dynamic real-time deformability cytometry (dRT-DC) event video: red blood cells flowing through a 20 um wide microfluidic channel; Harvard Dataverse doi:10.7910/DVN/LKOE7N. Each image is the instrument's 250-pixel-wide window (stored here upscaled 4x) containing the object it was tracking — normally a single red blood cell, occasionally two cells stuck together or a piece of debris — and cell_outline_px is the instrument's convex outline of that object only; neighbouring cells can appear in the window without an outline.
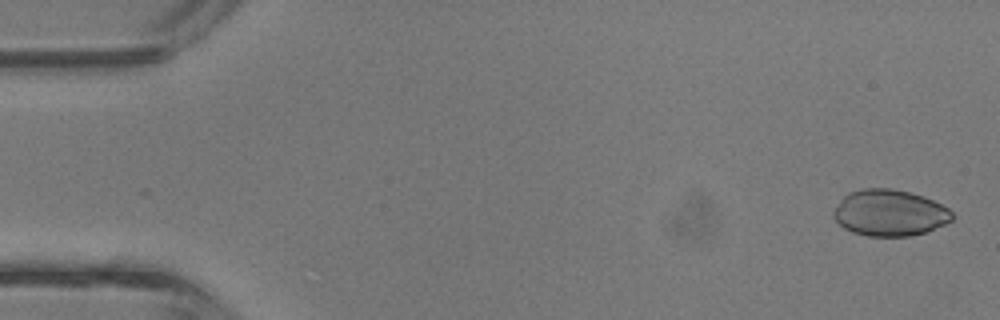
{"species": "common noctule bat (a hibernating species)", "species_latin": "Nyctalus noctula", "temperature_condition": "room temperature", "stored_images_in_passage": 3, "camera_frame_rate_fps": 3000, "um_per_image_px": 0.085, "animal": {"sex": "male", "body_mass_g": 13.3}, "frame": {"image": 1, "passage_image": 1, "time_ms": 0.0, "image_size_px": [1000, 320], "cell_outline_px": [[956, 216], [952, 220], [944, 224], [924, 232], [912, 236], [868, 236], [852, 232], [844, 228], [832, 216], [832, 212], [840, 200], [848, 192], [860, 188], [892, 188], [924, 196], [948, 208]], "centroid_in_image_um": [75.6, 18.08], "position_along_channel_um": 9.4, "area_um2": 32.14}}
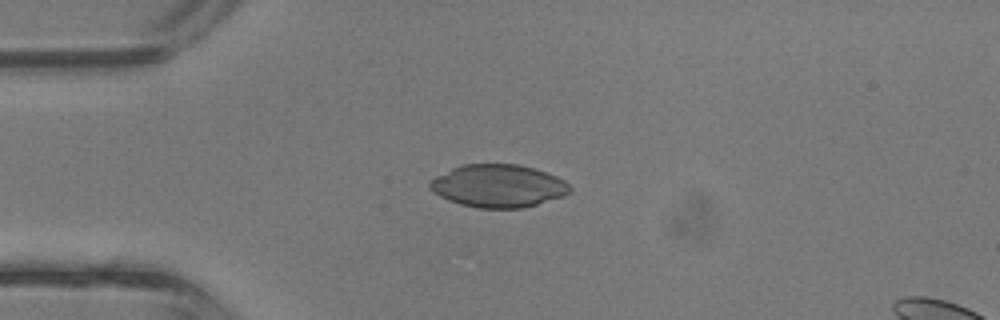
{"frame": {"image": 2, "passage_image": 3, "time_ms": 0.667, "image_size_px": [1000, 320], "cell_outline_px": [[572, 192], [564, 196], [524, 208], [476, 208], [460, 204], [448, 200], [432, 192], [428, 188], [428, 180], [460, 164], [516, 164], [532, 168], [556, 176], [564, 180], [572, 188]], "centroid_in_image_um": [42.32, 15.81], "position_along_channel_um": 42.7, "area_um2": 35.14}}